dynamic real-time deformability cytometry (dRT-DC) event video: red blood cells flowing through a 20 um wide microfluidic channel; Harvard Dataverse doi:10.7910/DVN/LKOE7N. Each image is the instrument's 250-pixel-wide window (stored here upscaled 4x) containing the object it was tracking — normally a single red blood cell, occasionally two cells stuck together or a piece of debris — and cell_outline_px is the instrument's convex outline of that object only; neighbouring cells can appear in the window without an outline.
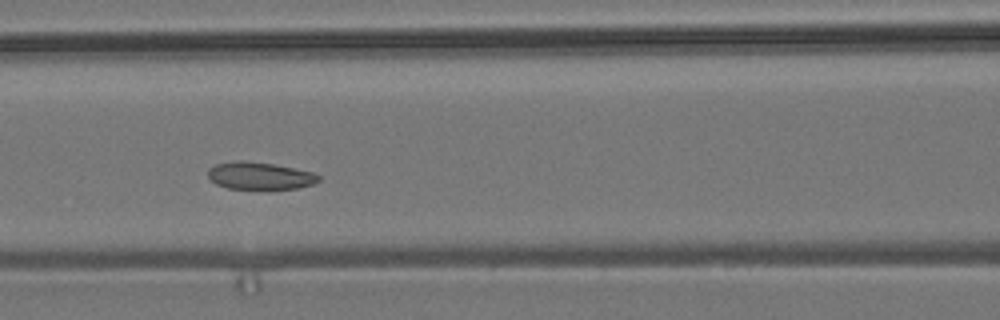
{"species": "common noctule bat (a hibernating species)", "species_latin": "Nyctalus noctula", "temperature_condition": "room temperature", "stored_images_in_passage": 11, "camera_frame_rate_fps": 3000, "um_per_image_px": 0.085, "animal": {"sex": "male", "body_mass_g": 19.2, "forearm_length_mm": 51.8}, "frame": {"image": 1, "passage_image": 7, "time_ms": 2.0, "image_size_px": [1000, 320], "cell_outline_px": [[320, 180], [312, 184], [296, 188], [228, 188], [216, 184], [208, 176], [208, 168], [216, 164], [236, 160], [244, 160], [276, 164], [312, 172], [320, 176]], "centroid_in_image_um": [22.06, 14.91], "position_along_channel_um": 144.5, "area_um2": 17.46}}
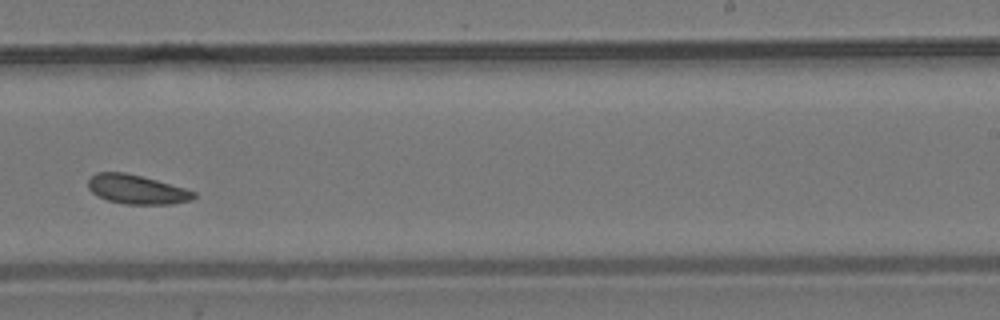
{"frame": {"image": 2, "passage_image": 10, "time_ms": 3.0, "image_size_px": [1000, 320], "cell_outline_px": [[196, 196], [192, 200], [172, 204], [124, 204], [108, 200], [96, 196], [88, 188], [88, 180], [96, 172], [124, 172], [156, 180], [184, 188], [196, 192]], "centroid_in_image_um": [11.61, 16.11], "position_along_channel_um": 277.4, "area_um2": 17.92}}
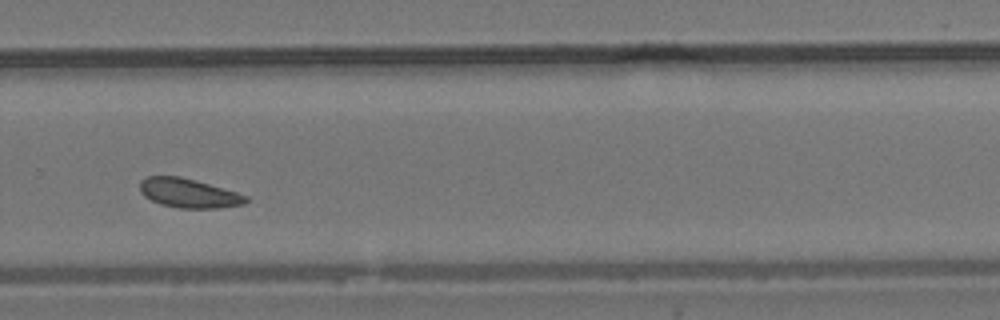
{"frame": {"image": 3, "passage_image": 11, "time_ms": 3.333, "image_size_px": [1000, 320], "cell_outline_px": [[248, 200], [244, 204], [220, 208], [180, 208], [160, 204], [144, 196], [140, 192], [140, 180], [148, 176], [180, 176], [236, 192], [248, 196]], "centroid_in_image_um": [16.02, 16.42], "position_along_channel_um": 313.8, "area_um2": 17.92}}